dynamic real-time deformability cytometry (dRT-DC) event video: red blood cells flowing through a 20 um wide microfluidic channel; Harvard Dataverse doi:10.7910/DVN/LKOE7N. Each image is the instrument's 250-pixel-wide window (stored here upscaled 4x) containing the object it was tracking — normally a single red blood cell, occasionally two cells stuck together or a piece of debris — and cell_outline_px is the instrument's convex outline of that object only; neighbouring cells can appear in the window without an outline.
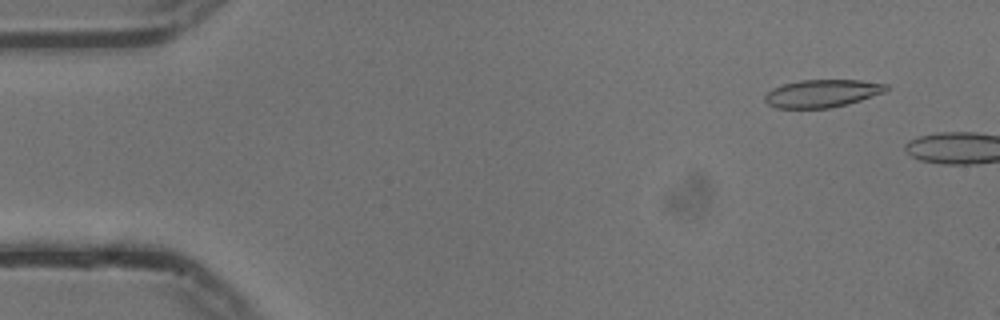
{"species": "common noctule bat (a hibernating species)", "species_latin": "Nyctalus noctula", "temperature_condition": "cold", "stored_images_in_passage": 6, "camera_frame_rate_fps": 3000, "um_per_image_px": 0.085, "animal": {"sex": "male", "body_mass_g": 13.3}, "frame": {"image": 1, "passage_image": 4, "time_ms": 1.0, "image_size_px": [1000, 320], "cell_outline_px": [[888, 88], [884, 92], [860, 100], [828, 108], [776, 108], [768, 104], [764, 100], [764, 96], [772, 88], [784, 84], [800, 80], [860, 80], [888, 84]], "centroid_in_image_um": [69.85, 7.93], "position_along_channel_um": 15.1, "area_um2": 19.42}}